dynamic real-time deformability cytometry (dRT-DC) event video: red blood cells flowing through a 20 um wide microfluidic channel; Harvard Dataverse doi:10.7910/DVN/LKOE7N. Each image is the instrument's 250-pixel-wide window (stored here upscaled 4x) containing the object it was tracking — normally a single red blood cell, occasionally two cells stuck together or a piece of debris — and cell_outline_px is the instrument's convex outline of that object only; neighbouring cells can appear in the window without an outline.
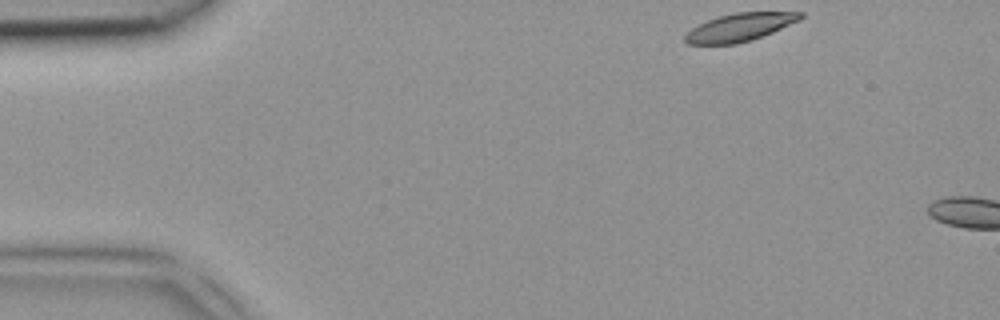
{"species": "common noctule bat (a hibernating species)", "species_latin": "Nyctalus noctula", "temperature_condition": "room temperature", "stored_images_in_passage": 2, "camera_frame_rate_fps": 3000, "um_per_image_px": 0.085, "animal": {"sex": "female", "body_mass_g": 18.4}, "frame": {"image": 1, "passage_image": 1, "time_ms": 0.0, "image_size_px": [1000, 320], "cell_outline_px": [[804, 16], [800, 20], [772, 32], [752, 40], [736, 44], [688, 44], [684, 40], [684, 36], [692, 28], [708, 20], [720, 16], [736, 12], [804, 12]], "centroid_in_image_um": [62.9, 2.32], "position_along_channel_um": 22.1, "area_um2": 18.61}}